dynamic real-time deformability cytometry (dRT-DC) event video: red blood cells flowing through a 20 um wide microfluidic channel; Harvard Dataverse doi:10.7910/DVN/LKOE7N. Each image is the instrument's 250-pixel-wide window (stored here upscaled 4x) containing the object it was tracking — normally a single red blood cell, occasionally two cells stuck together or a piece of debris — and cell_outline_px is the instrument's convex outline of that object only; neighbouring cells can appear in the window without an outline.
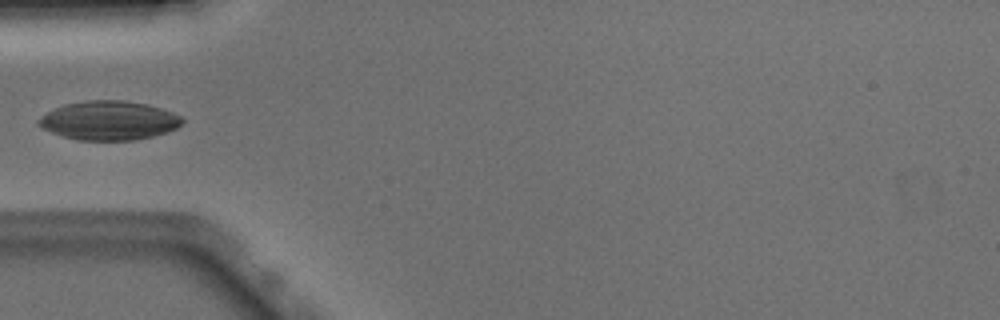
{"species": "Egyptian fruit bat (a non-hibernating species)", "species_latin": "Rousettus aegyptiacus", "temperature_condition": "warm", "stored_images_in_passage": 4, "camera_frame_rate_fps": 3000, "um_per_image_px": 0.085, "animal": {"sex": "male"}, "frame": {"image": 1, "passage_image": 1, "time_ms": 0.0, "image_size_px": [1000, 320], "cell_outline_px": [[184, 120], [176, 128], [168, 132], [136, 140], [76, 140], [40, 128], [36, 124], [36, 120], [40, 116], [64, 104], [88, 100], [124, 100], [148, 104], [172, 112], [180, 116]], "centroid_in_image_um": [9.24, 10.24], "position_along_channel_um": 75.8, "area_um2": 32.71}}